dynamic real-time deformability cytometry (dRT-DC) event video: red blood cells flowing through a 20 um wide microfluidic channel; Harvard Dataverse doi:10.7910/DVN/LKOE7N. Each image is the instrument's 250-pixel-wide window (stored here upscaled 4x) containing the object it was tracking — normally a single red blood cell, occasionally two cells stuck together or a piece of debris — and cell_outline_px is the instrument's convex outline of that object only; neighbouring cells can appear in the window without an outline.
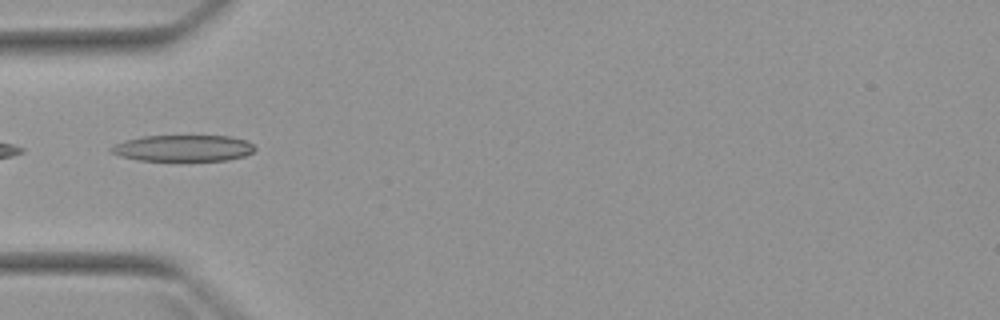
{"species": "Egyptian fruit bat (a non-hibernating species)", "species_latin": "Rousettus aegyptiacus", "temperature_condition": "warm", "stored_images_in_passage": 2, "camera_frame_rate_fps": 3000, "um_per_image_px": 0.085, "animal": {"sex": "female"}, "frame": {"image": 1, "passage_image": 2, "time_ms": 1.333, "image_size_px": [1000, 320], "cell_outline_px": [[256, 148], [252, 152], [244, 156], [228, 160], [136, 160], [120, 156], [112, 152], [108, 148], [124, 140], [140, 136], [232, 136], [248, 140]], "centroid_in_image_um": [15.58, 12.58], "position_along_channel_um": 69.4, "area_um2": 22.08}}